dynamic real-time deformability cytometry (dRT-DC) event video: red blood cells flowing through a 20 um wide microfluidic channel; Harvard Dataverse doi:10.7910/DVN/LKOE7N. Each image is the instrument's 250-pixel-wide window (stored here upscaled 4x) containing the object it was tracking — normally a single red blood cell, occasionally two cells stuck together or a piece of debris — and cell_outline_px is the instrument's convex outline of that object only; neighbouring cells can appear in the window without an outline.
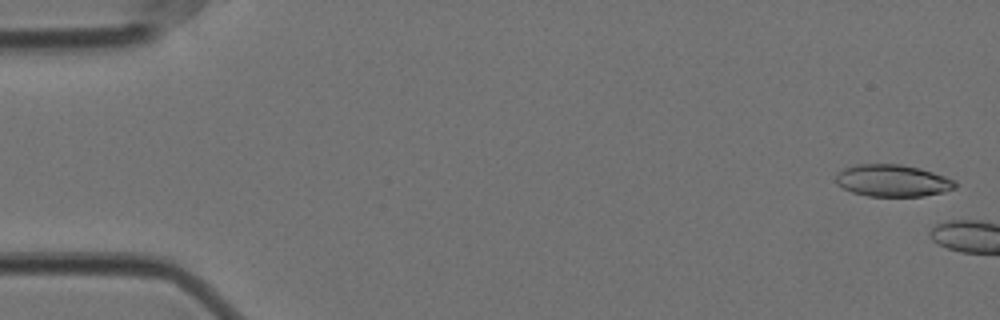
{"species": "Egyptian fruit bat (a non-hibernating species)", "species_latin": "Rousettus aegyptiacus", "temperature_condition": "cold", "stored_images_in_passage": 6, "camera_frame_rate_fps": 3000, "um_per_image_px": 0.085, "animal": {"sex": "female"}, "frame": {"image": 1, "passage_image": 2, "time_ms": 0.333, "image_size_px": [1000, 320], "cell_outline_px": [[956, 188], [944, 192], [924, 196], [868, 196], [852, 192], [836, 184], [836, 172], [844, 168], [856, 164], [900, 164], [920, 168], [956, 180]], "centroid_in_image_um": [75.86, 15.35], "position_along_channel_um": 9.1, "area_um2": 22.37}}